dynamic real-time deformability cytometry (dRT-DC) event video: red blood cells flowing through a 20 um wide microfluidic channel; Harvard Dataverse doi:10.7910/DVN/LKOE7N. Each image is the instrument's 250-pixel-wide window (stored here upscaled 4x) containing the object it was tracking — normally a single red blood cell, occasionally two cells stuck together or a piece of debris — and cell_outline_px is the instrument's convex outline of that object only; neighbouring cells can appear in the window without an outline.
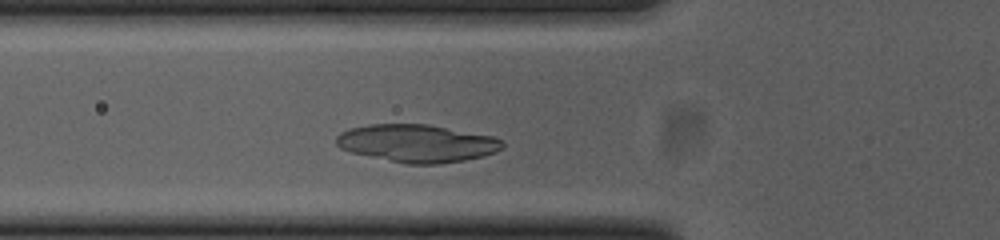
{"species": "common noctule bat (a hibernating species)", "species_latin": "Nyctalus noctula", "temperature_condition": "cold", "stored_images_in_passage": 34, "camera_frame_rate_fps": 3000, "um_per_image_px": 0.085, "animal": {"sex": "female", "body_mass_g": 23.0, "forearm_length_mm": 53.4}, "frame": {"image": 1, "passage_image": 8, "time_ms": 2.333, "image_size_px": [1000, 240], "cell_outline_px": [[504, 148], [496, 152], [484, 156], [464, 160], [440, 164], [404, 164], [352, 152], [340, 148], [336, 144], [336, 136], [340, 132], [348, 128], [368, 124], [428, 124], [492, 136], [504, 140]], "centroid_in_image_um": [35.46, 12.18], "position_along_channel_um": 90.3, "area_um2": 36.76}}
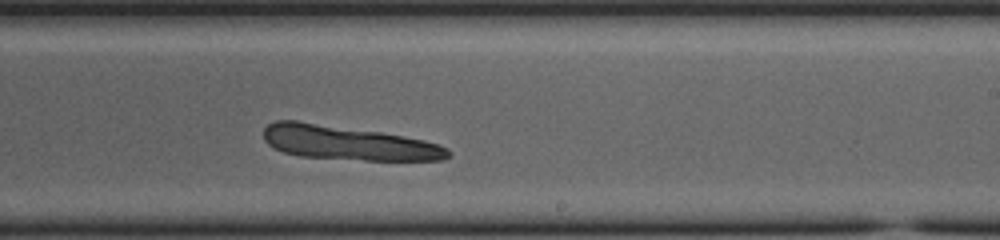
{"frame": {"image": 2, "passage_image": 22, "time_ms": 7.0, "image_size_px": [1000, 240], "cell_outline_px": [[448, 156], [440, 160], [364, 160], [300, 156], [284, 152], [272, 148], [264, 140], [264, 128], [268, 124], [276, 120], [296, 120], [380, 132], [424, 140], [440, 144], [448, 148]], "centroid_in_image_um": [29.53, 12.14], "position_along_channel_um": 259.5, "area_um2": 36.59}}
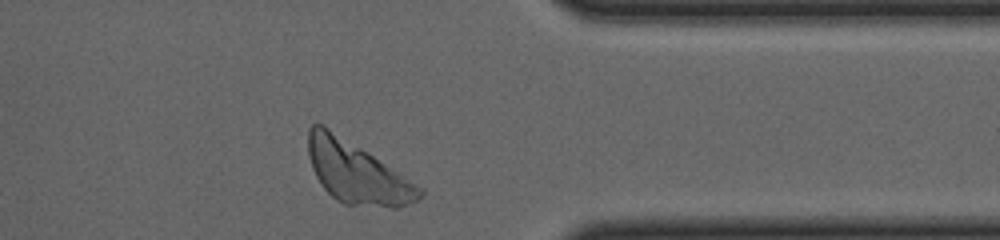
{"frame": {"image": 3, "passage_image": 33, "time_ms": 10.667, "image_size_px": [1000, 240], "cell_outline_px": [[424, 196], [408, 204], [396, 208], [392, 208], [344, 204], [336, 200], [320, 184], [312, 168], [308, 156], [308, 128], [312, 124], [324, 124], [424, 188]], "centroid_in_image_um": [30.33, 14.67], "position_along_channel_um": 381.1, "area_um2": 40.06}}